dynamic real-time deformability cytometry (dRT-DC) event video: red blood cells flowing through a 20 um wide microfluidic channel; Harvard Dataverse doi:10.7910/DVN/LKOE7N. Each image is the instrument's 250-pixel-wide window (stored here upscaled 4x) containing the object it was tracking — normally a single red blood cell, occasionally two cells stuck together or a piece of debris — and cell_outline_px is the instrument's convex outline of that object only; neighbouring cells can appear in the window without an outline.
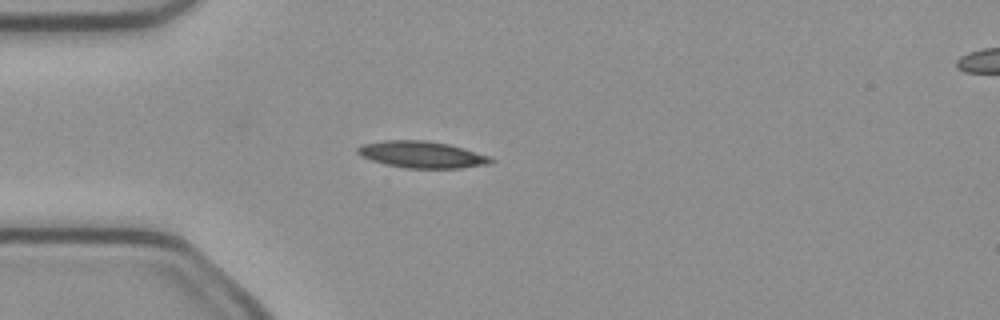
{"species": "common noctule bat (a hibernating species)", "species_latin": "Nyctalus noctula", "temperature_condition": "cold", "stored_images_in_passage": 38, "camera_frame_rate_fps": 3000, "um_per_image_px": 0.085, "animal": {"sex": "female", "body_mass_g": 21.9}, "frame": {"image": 1, "passage_image": 1, "time_ms": 0.0, "image_size_px": [1000, 320], "cell_outline_px": [[496, 160], [492, 164], [460, 168], [404, 168], [384, 164], [360, 156], [356, 152], [356, 148], [364, 144], [384, 140], [424, 140], [448, 144], [464, 148], [488, 156]], "centroid_in_image_um": [35.86, 13.14], "position_along_channel_um": 49.1, "area_um2": 20.81}}
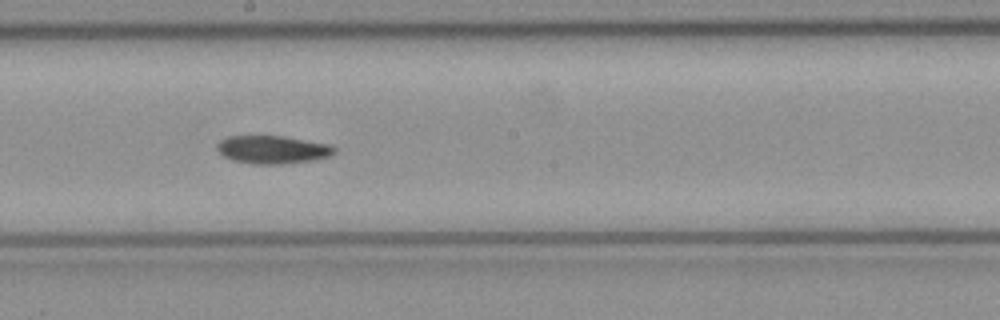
{"frame": {"image": 2, "passage_image": 15, "time_ms": 4.667, "image_size_px": [1000, 320], "cell_outline_px": [[336, 152], [332, 156], [316, 160], [284, 164], [252, 164], [232, 160], [224, 156], [216, 148], [216, 144], [220, 140], [228, 136], [284, 136], [328, 144], [336, 148]], "centroid_in_image_um": [23.19, 12.72], "position_along_channel_um": 225.0, "area_um2": 19.36}}
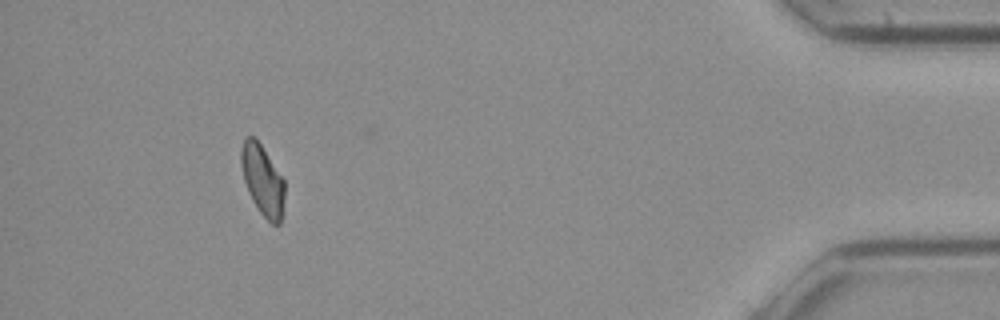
{"frame": {"image": 3, "passage_image": 34, "time_ms": 11.0, "image_size_px": [1000, 320], "cell_outline_px": [[284, 212], [280, 224], [272, 224], [260, 212], [252, 200], [248, 192], [244, 180], [240, 164], [240, 148], [244, 140], [248, 136], [256, 136], [284, 180]], "centroid_in_image_um": [22.31, 15.3], "position_along_channel_um": 412.9, "area_um2": 18.09}, "authors_computed_cell_mechanics": {"area_um2": 19.0162, "velocity_mm_per_s": 4.0171, "shape_relaxation_time_tau1_ms": 9.8432, "shape_relaxation_time_tau2_ms": null, "deformation_change_tau1": 0.1824, "deformation_change_tau2": null}}